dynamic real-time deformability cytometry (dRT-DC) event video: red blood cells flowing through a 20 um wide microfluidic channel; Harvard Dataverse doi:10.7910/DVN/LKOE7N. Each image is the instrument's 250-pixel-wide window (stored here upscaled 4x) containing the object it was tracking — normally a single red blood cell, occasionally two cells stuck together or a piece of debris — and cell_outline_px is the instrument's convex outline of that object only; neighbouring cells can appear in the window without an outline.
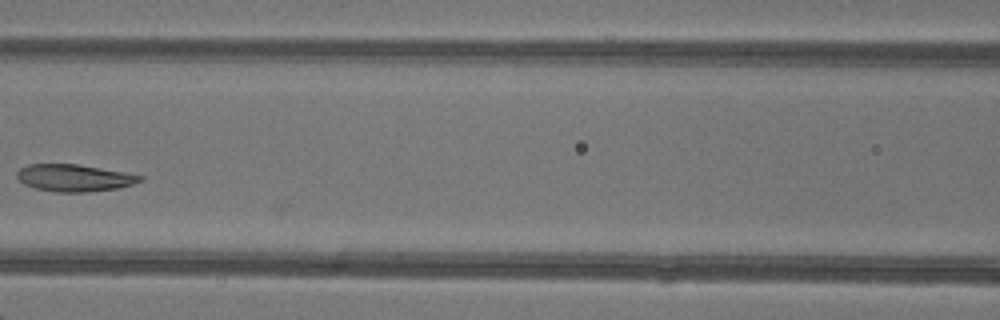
{"species": "common noctule bat (a hibernating species)", "species_latin": "Nyctalus noctula", "temperature_condition": "warm", "stored_images_in_passage": 5, "camera_frame_rate_fps": 3000, "um_per_image_px": 0.085, "animal": {"sex": "female"}, "frame": {"image": 1, "passage_image": 5, "time_ms": 4.667, "image_size_px": [1000, 320], "cell_outline_px": [[144, 180], [132, 184], [116, 188], [84, 192], [56, 192], [36, 188], [24, 184], [16, 176], [16, 172], [20, 168], [28, 164], [76, 164], [124, 172], [144, 176]], "centroid_in_image_um": [6.29, 15.11], "position_along_channel_um": 160.3, "area_um2": 19.25}}